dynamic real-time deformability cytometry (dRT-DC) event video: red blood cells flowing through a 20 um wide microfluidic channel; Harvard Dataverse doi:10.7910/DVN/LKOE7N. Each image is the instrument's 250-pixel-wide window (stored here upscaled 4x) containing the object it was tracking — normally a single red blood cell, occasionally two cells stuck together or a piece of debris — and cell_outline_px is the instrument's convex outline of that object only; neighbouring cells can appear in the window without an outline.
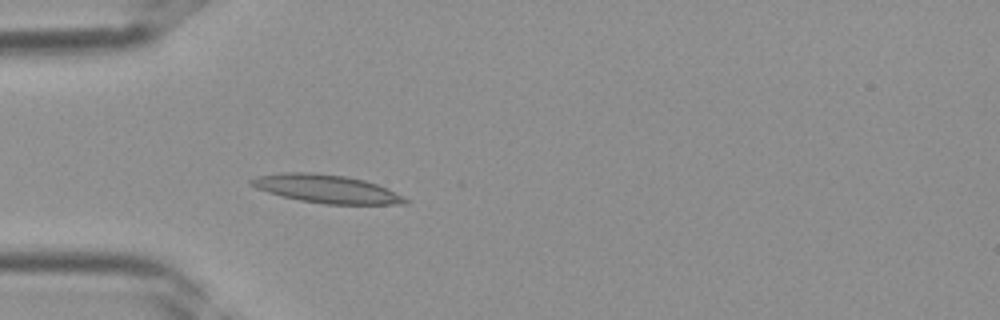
{"species": "Egyptian fruit bat (a non-hibernating species)", "species_latin": "Rousettus aegyptiacus", "temperature_condition": "room temperature", "stored_images_in_passage": 28, "camera_frame_rate_fps": 3000, "um_per_image_px": 0.085, "frame": {"image": 1, "passage_image": 1, "time_ms": 0.0, "image_size_px": [1000, 320], "cell_outline_px": [[408, 204], [324, 204], [300, 200], [268, 192], [256, 188], [248, 184], [248, 180], [256, 176], [280, 172], [308, 172], [344, 176], [364, 180], [388, 188], [404, 196], [408, 200]], "centroid_in_image_um": [27.73, 16.05], "position_along_channel_um": 57.3, "area_um2": 25.32}}
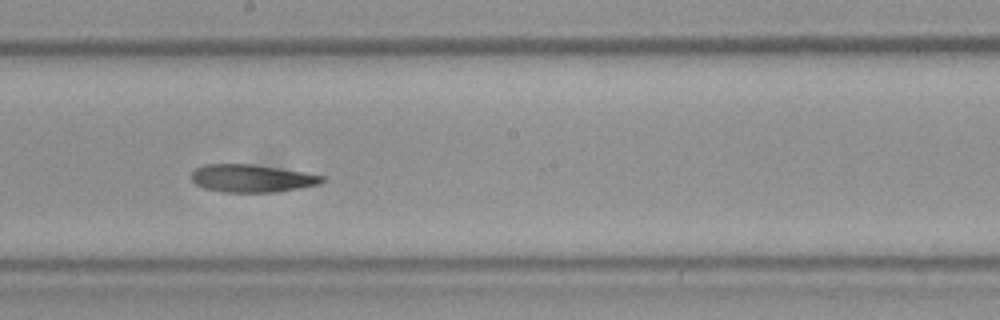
{"frame": {"image": 2, "passage_image": 11, "time_ms": 3.333, "image_size_px": [1000, 320], "cell_outline_px": [[324, 180], [320, 184], [300, 188], [272, 192], [224, 192], [204, 188], [196, 184], [192, 180], [192, 172], [196, 168], [204, 164], [252, 164], [304, 172], [324, 176]], "centroid_in_image_um": [21.39, 15.15], "position_along_channel_um": 226.8, "area_um2": 20.98}}
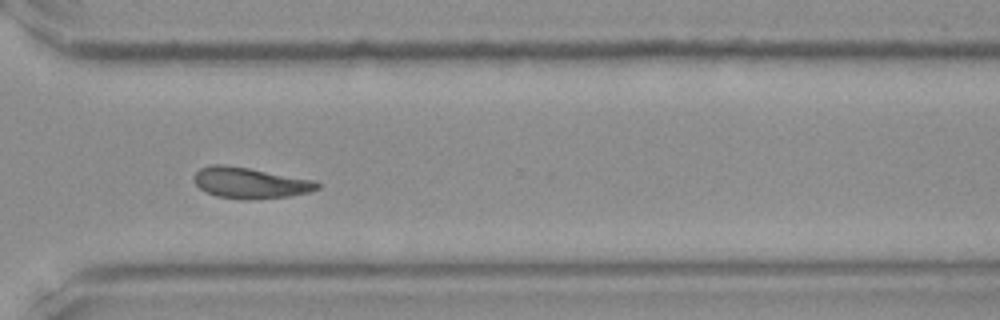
{"frame": {"image": 3, "passage_image": 18, "time_ms": 5.667, "image_size_px": [1000, 320], "cell_outline_px": [[320, 188], [308, 192], [292, 196], [248, 200], [244, 200], [216, 196], [200, 188], [192, 180], [192, 176], [200, 168], [212, 164], [224, 164], [248, 168], [312, 180], [320, 184]], "centroid_in_image_um": [21.22, 15.55], "position_along_channel_um": 349.4, "area_um2": 22.2}}